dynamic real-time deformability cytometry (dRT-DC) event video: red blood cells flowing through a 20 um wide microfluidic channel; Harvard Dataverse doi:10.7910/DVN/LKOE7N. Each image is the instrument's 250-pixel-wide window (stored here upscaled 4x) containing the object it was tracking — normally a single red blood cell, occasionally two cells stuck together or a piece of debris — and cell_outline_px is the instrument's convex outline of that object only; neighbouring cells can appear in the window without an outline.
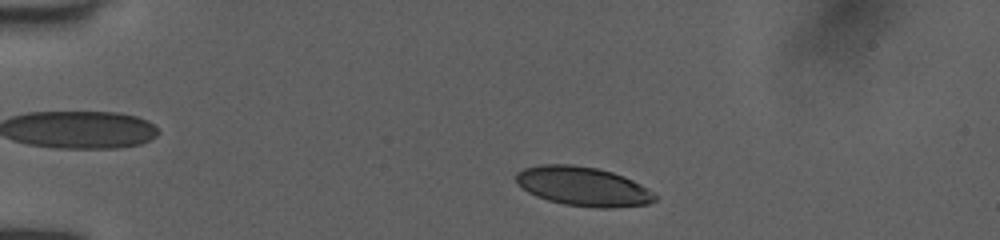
{"species": "human", "species_latin": "Homo sapiens", "temperature_condition": "room temperature", "stored_images_in_passage": 45, "camera_frame_rate_fps": 3000, "um_per_image_px": 0.085, "donor": {"sex": "female"}, "frame": {"image": 1, "passage_image": 5, "time_ms": 1.333, "image_size_px": [1000, 240], "cell_outline_px": [[656, 200], [648, 204], [612, 208], [600, 208], [564, 204], [548, 200], [536, 196], [528, 192], [516, 184], [516, 172], [524, 168], [540, 164], [572, 164], [596, 168], [612, 172], [624, 176], [640, 184], [652, 192], [656, 196]], "centroid_in_image_um": [49.53, 15.84], "position_along_channel_um": 35.5, "area_um2": 31.73}}
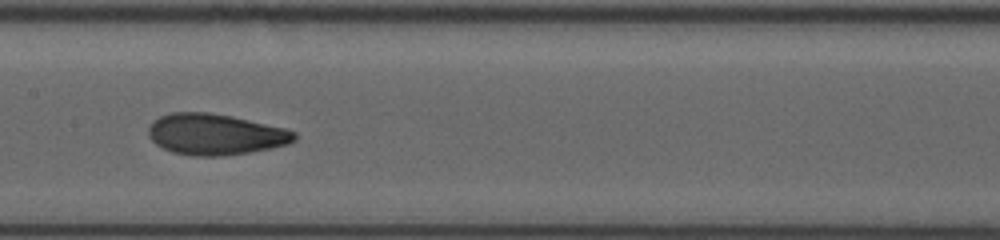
{"frame": {"image": 2, "passage_image": 21, "time_ms": 6.667, "image_size_px": [1000, 240], "cell_outline_px": [[296, 140], [288, 144], [272, 148], [248, 152], [220, 156], [192, 156], [172, 152], [156, 144], [148, 136], [148, 128], [152, 120], [160, 116], [172, 112], [208, 112], [232, 116], [284, 128], [296, 132]], "centroid_in_image_um": [18.28, 11.41], "position_along_channel_um": 189.1, "area_um2": 34.97}}
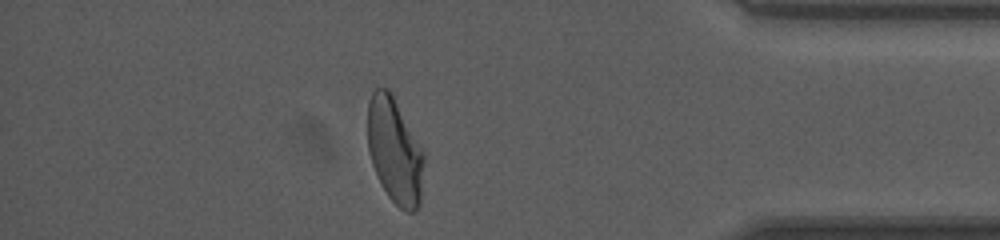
{"frame": {"image": 3, "passage_image": 39, "time_ms": 12.667, "image_size_px": [1000, 240], "cell_outline_px": [[424, 164], [420, 204], [412, 212], [408, 212], [400, 208], [388, 196], [372, 164], [368, 152], [368, 100], [372, 92], [376, 88], [388, 88], [392, 92], [424, 152]], "centroid_in_image_um": [33.55, 12.78], "position_along_channel_um": 401.6, "area_um2": 34.68}, "authors_computed_cell_mechanics": {"area_um2": 34.4488, "velocity_mm_per_s": 4.0351, "shape_relaxation_time_tau1_ms": 4.465, "shape_relaxation_time_tau2_ms": 1.5357, "deformation_change_tau1": 0.1827, "deformation_change_tau2": 0.0721}}